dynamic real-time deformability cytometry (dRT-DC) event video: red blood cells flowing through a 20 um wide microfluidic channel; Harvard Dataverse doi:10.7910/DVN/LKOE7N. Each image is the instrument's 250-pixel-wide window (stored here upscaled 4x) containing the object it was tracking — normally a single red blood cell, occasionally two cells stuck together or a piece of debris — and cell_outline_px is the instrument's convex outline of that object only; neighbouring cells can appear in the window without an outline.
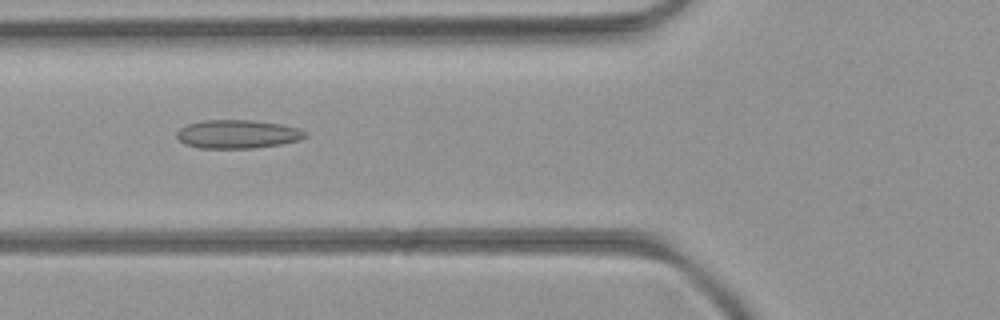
{"species": "common noctule bat (a hibernating species)", "species_latin": "Nyctalus noctula", "temperature_condition": "room temperature", "stored_images_in_passage": 35, "camera_frame_rate_fps": 3000, "um_per_image_px": 0.085, "animal": {"sex": "female", "body_mass_g": 21.9}, "frame": {"image": 1, "passage_image": 3, "time_ms": 0.667, "image_size_px": [1000, 320], "cell_outline_px": [[308, 136], [300, 140], [280, 144], [252, 148], [200, 148], [184, 144], [176, 136], [176, 132], [180, 128], [188, 124], [204, 120], [248, 120], [280, 124], [296, 128], [308, 132]], "centroid_in_image_um": [20.18, 11.4], "position_along_channel_um": 105.6, "area_um2": 21.27}}
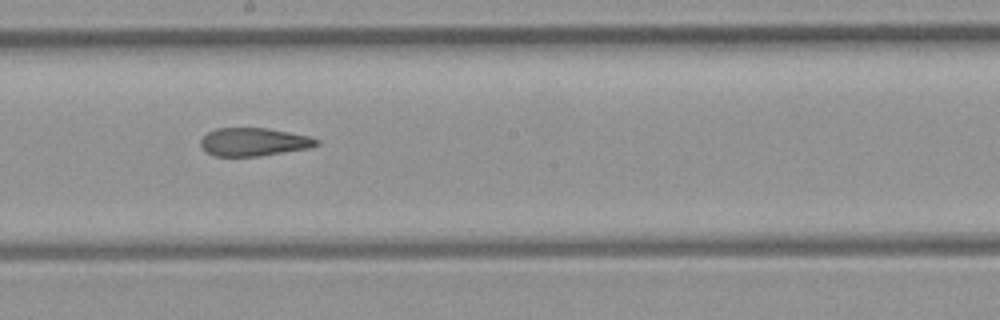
{"frame": {"image": 2, "passage_image": 12, "time_ms": 3.667, "image_size_px": [1000, 320], "cell_outline_px": [[320, 144], [308, 148], [260, 156], [216, 156], [208, 152], [200, 144], [200, 140], [208, 132], [216, 128], [268, 128], [308, 136], [320, 140]], "centroid_in_image_um": [21.58, 12.06], "position_along_channel_um": 226.6, "area_um2": 18.84}}
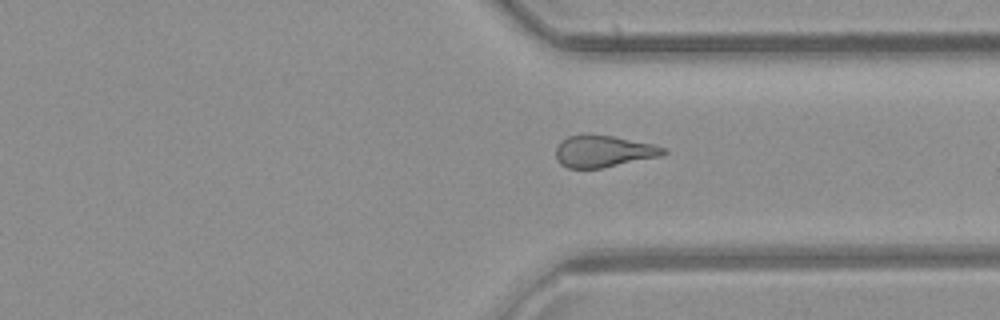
{"frame": {"image": 3, "passage_image": 22, "time_ms": 7.0, "image_size_px": [1000, 320], "cell_outline_px": [[668, 152], [660, 156], [600, 168], [568, 168], [560, 164], [556, 160], [556, 148], [560, 140], [568, 136], [584, 132], [612, 136], [652, 144], [668, 148]], "centroid_in_image_um": [51.25, 12.83], "position_along_channel_um": 360.2, "area_um2": 20.17}}